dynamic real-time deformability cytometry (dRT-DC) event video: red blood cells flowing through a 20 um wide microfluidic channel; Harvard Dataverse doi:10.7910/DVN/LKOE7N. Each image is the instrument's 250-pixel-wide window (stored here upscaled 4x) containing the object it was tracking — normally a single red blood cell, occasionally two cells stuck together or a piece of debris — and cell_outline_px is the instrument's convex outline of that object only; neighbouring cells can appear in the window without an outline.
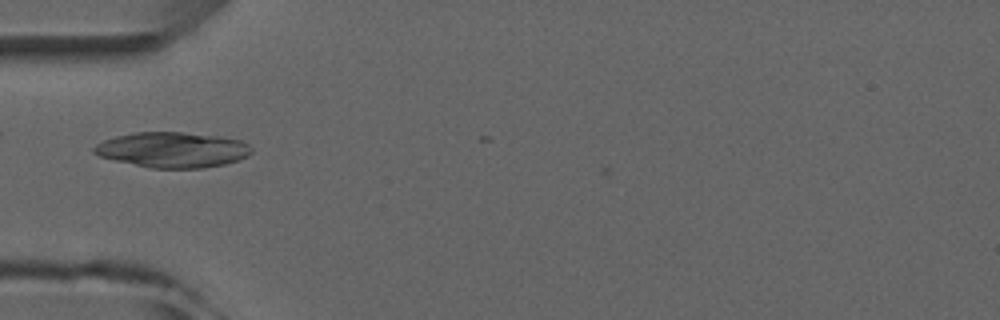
{"species": "common noctule bat (a hibernating species)", "species_latin": "Nyctalus noctula", "temperature_condition": "room temperature", "stored_images_in_passage": 7, "camera_frame_rate_fps": 3000, "um_per_image_px": 0.085, "animal": {"sex": "male", "forearm_length_mm": 52.5}, "frame": {"image": 1, "passage_image": 6, "time_ms": 5.667, "image_size_px": [1000, 320], "cell_outline_px": [[252, 152], [248, 156], [224, 164], [204, 168], [152, 168], [116, 160], [100, 156], [92, 152], [92, 148], [96, 144], [104, 140], [116, 136], [132, 132], [184, 132], [220, 136], [240, 140], [248, 144], [252, 148]], "centroid_in_image_um": [14.67, 12.72], "position_along_channel_um": 70.3, "area_um2": 32.43}}